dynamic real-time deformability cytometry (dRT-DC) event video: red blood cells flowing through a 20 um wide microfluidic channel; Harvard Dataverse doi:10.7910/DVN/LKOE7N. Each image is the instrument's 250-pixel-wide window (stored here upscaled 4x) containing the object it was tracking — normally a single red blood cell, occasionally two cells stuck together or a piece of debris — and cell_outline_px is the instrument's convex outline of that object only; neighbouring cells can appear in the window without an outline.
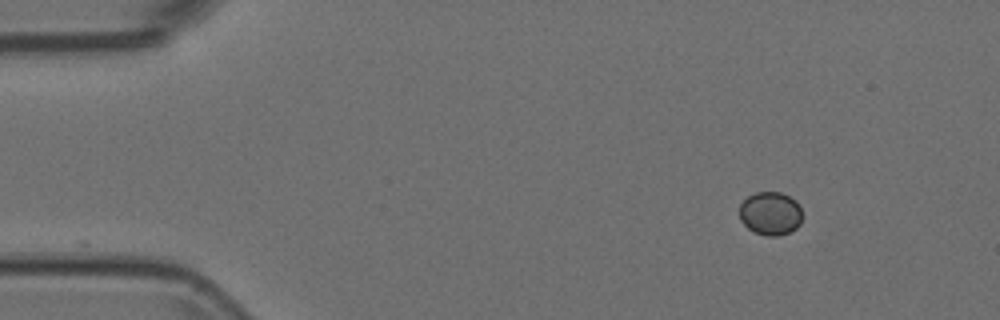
{"species": "Egyptian fruit bat (a non-hibernating species)", "species_latin": "Rousettus aegyptiacus", "temperature_condition": "room temperature", "stored_images_in_passage": 41, "camera_frame_rate_fps": 3000, "um_per_image_px": 0.085, "animal": {"sex": "female"}, "frame": {"image": 1, "passage_image": 1, "time_ms": 0.0, "image_size_px": [1000, 320], "cell_outline_px": [[800, 224], [796, 228], [788, 232], [776, 236], [764, 236], [748, 228], [740, 220], [740, 204], [748, 196], [756, 192], [780, 192], [796, 200], [800, 208]], "centroid_in_image_um": [65.47, 18.14], "position_along_channel_um": 19.5, "area_um2": 15.72}}
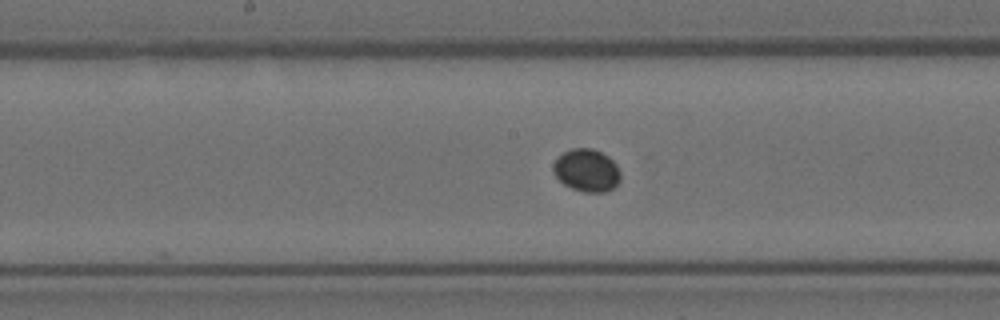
{"frame": {"image": 2, "passage_image": 22, "time_ms": 7.0, "image_size_px": [1000, 320], "cell_outline_px": [[620, 180], [612, 188], [604, 192], [584, 192], [572, 188], [564, 184], [556, 176], [552, 168], [552, 164], [564, 152], [572, 148], [592, 148], [608, 156], [616, 164], [620, 172]], "centroid_in_image_um": [49.87, 14.47], "position_along_channel_um": 198.3, "area_um2": 16.53}}
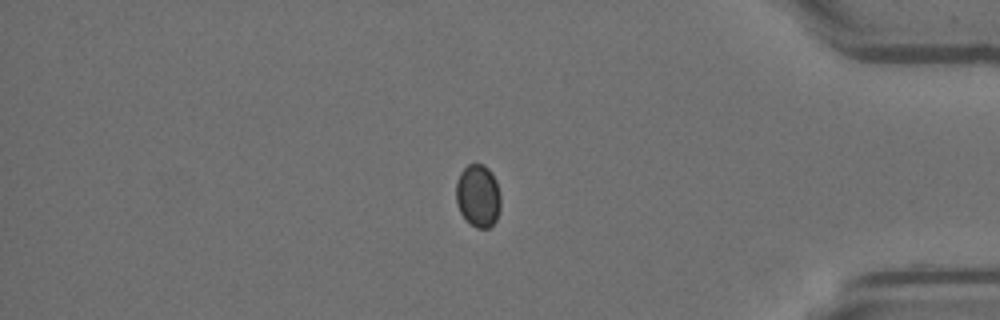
{"frame": {"image": 3, "passage_image": 40, "time_ms": 13.0, "image_size_px": [1000, 320], "cell_outline_px": [[500, 208], [496, 220], [488, 228], [476, 228], [460, 212], [456, 204], [456, 180], [460, 172], [468, 164], [484, 164], [488, 168], [496, 180], [500, 196]], "centroid_in_image_um": [40.63, 16.62], "position_along_channel_um": 394.6, "area_um2": 16.3}}